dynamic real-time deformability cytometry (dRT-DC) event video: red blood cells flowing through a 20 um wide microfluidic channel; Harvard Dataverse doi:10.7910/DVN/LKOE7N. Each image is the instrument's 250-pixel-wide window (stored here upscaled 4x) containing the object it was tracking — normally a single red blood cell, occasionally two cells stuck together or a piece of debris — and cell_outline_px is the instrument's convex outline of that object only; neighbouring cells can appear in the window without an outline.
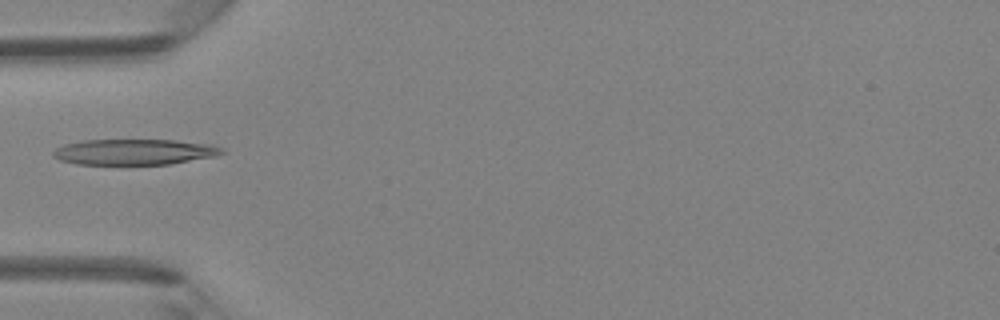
{"species": "Egyptian fruit bat (a non-hibernating species)", "species_latin": "Rousettus aegyptiacus", "temperature_condition": "room temperature", "stored_images_in_passage": 1, "camera_frame_rate_fps": 3000, "um_per_image_px": 0.085, "animal": {"sex": "female"}, "frame": {"image": 1, "passage_image": 1, "time_ms": 0.0, "image_size_px": [1000, 320], "cell_outline_px": [[228, 152], [216, 156], [168, 164], [76, 164], [60, 160], [52, 156], [52, 152], [56, 148], [64, 144], [84, 140], [176, 140], [212, 144], [224, 148]], "centroid_in_image_um": [11.46, 12.91], "position_along_channel_um": 73.5, "area_um2": 25.43}}